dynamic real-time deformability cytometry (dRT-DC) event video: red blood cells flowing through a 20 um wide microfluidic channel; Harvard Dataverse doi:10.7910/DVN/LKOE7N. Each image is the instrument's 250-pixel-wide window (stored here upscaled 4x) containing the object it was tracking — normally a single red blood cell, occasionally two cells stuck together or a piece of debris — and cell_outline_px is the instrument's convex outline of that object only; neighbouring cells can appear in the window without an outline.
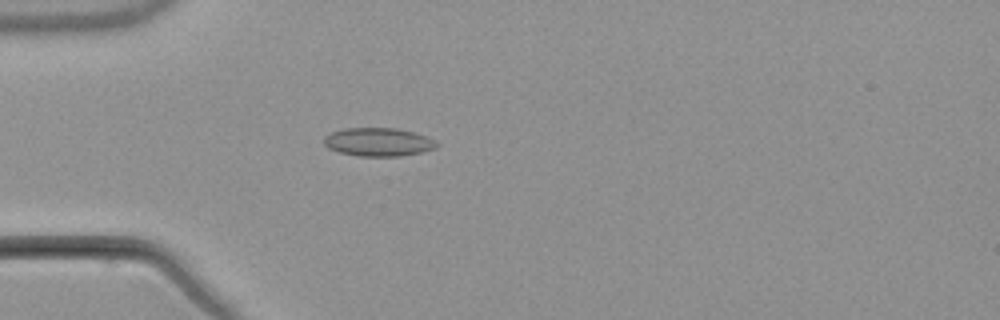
{"species": "common noctule bat (a hibernating species)", "species_latin": "Nyctalus noctula", "temperature_condition": "warm", "stored_images_in_passage": 5, "camera_frame_rate_fps": 3000, "um_per_image_px": 0.085, "animal": {"sex": "male", "body_mass_g": 21.5, "forearm_length_mm": 52.0}, "frame": {"image": 1, "passage_image": 5, "time_ms": 5.0, "image_size_px": [1000, 320], "cell_outline_px": [[440, 144], [436, 148], [420, 152], [400, 156], [360, 156], [340, 152], [328, 148], [324, 144], [324, 136], [332, 132], [344, 128], [396, 128], [428, 136]], "centroid_in_image_um": [32.17, 12.06], "position_along_channel_um": 52.8, "area_um2": 18.61}}